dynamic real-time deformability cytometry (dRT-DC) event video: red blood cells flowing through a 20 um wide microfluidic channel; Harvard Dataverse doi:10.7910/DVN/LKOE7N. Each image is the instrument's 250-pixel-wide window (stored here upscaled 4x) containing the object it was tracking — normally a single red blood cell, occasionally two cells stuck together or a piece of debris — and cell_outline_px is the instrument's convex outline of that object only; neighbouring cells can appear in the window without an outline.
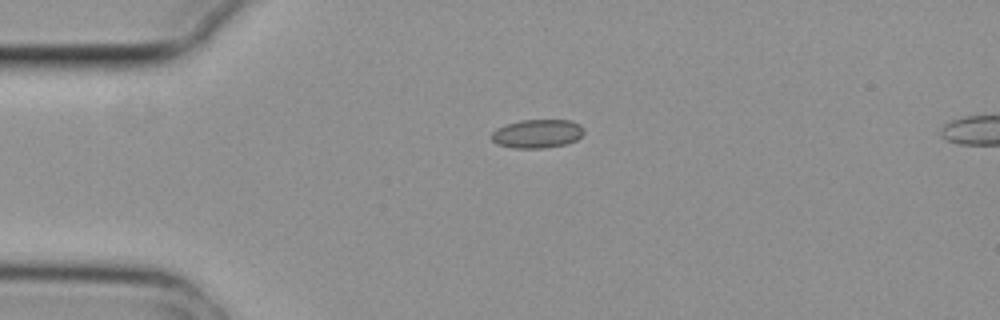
{"species": "common noctule bat (a hibernating species)", "species_latin": "Nyctalus noctula", "temperature_condition": "cold", "stored_images_in_passage": 3, "camera_frame_rate_fps": 3000, "um_per_image_px": 0.085, "animal": {"sex": "female", "body_mass_g": 29.2, "forearm_length_mm": 56.3}, "frame": {"image": 1, "passage_image": 1, "time_ms": 0.0, "image_size_px": [1000, 320], "cell_outline_px": [[584, 132], [576, 140], [568, 144], [544, 148], [516, 148], [496, 144], [492, 140], [492, 132], [496, 128], [520, 120], [572, 120], [580, 124], [584, 128]], "centroid_in_image_um": [45.69, 11.36], "position_along_channel_um": 39.3, "area_um2": 15.49}}